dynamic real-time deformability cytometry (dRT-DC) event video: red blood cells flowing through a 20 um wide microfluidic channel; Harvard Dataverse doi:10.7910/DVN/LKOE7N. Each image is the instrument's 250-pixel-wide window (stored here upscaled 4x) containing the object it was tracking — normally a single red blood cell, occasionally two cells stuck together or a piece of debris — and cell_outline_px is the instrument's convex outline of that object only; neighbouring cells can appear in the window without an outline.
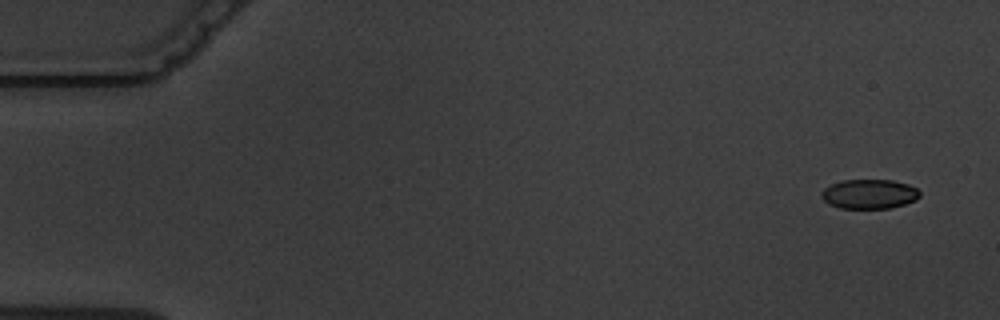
{"species": "common noctule bat (a hibernating species)", "species_latin": "Nyctalus noctula", "temperature_condition": "warm", "stored_images_in_passage": 5, "camera_frame_rate_fps": 3000, "um_per_image_px": 0.085, "animal": {"sex": "male", "body_mass_g": 19.5, "forearm_length_mm": 54.6}, "frame": {"image": 1, "passage_image": 1, "time_ms": 0.0, "image_size_px": [1000, 320], "cell_outline_px": [[920, 196], [916, 200], [904, 204], [888, 208], [840, 208], [828, 204], [820, 196], [820, 192], [824, 188], [840, 180], [892, 180], [908, 184], [916, 188], [920, 192]], "centroid_in_image_um": [73.86, 16.49], "position_along_channel_um": 11.1, "area_um2": 16.94}}
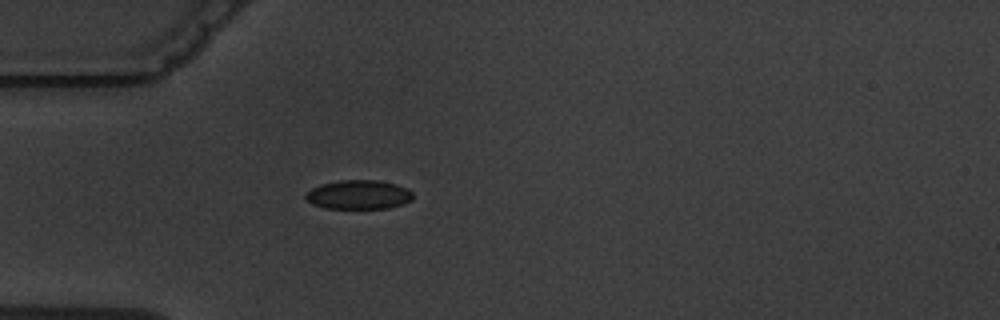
{"frame": {"image": 2, "passage_image": 5, "time_ms": 4.667, "image_size_px": [1000, 320], "cell_outline_px": [[412, 200], [404, 204], [388, 208], [324, 208], [312, 204], [304, 196], [312, 188], [324, 184], [340, 180], [376, 180], [396, 184], [408, 188], [412, 192]], "centroid_in_image_um": [30.52, 16.55], "position_along_channel_um": 54.5, "area_um2": 18.09}}